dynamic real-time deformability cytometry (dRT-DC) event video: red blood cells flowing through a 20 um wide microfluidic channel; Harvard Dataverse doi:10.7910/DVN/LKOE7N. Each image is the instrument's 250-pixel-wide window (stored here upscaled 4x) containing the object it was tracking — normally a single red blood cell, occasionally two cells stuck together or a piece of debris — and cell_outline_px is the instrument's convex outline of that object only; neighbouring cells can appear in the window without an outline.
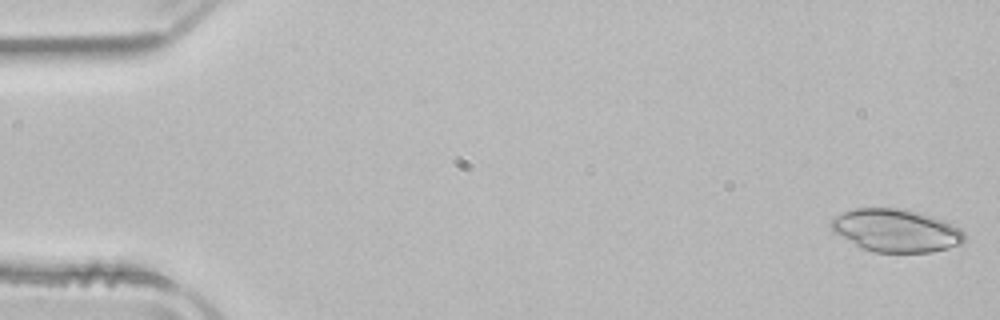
{"species": "common noctule bat (a hibernating species)", "species_latin": "Nyctalus noctula", "temperature_condition": "room temperature", "stored_images_in_passage": 51, "camera_frame_rate_fps": 3000, "um_per_image_px": 0.085, "animal": {"sex": "male", "body_mass_g": 21.5, "forearm_length_mm": 52.0}, "frame": {"image": 1, "passage_image": 1, "time_ms": 0.0, "image_size_px": [1000, 320], "cell_outline_px": [[964, 244], [932, 252], [872, 252], [860, 248], [836, 232], [828, 224], [836, 216], [844, 212], [856, 208], [904, 208], [932, 216], [944, 220], [960, 228], [964, 232]], "centroid_in_image_um": [76.2, 19.59], "position_along_channel_um": 8.8, "area_um2": 33.29}}